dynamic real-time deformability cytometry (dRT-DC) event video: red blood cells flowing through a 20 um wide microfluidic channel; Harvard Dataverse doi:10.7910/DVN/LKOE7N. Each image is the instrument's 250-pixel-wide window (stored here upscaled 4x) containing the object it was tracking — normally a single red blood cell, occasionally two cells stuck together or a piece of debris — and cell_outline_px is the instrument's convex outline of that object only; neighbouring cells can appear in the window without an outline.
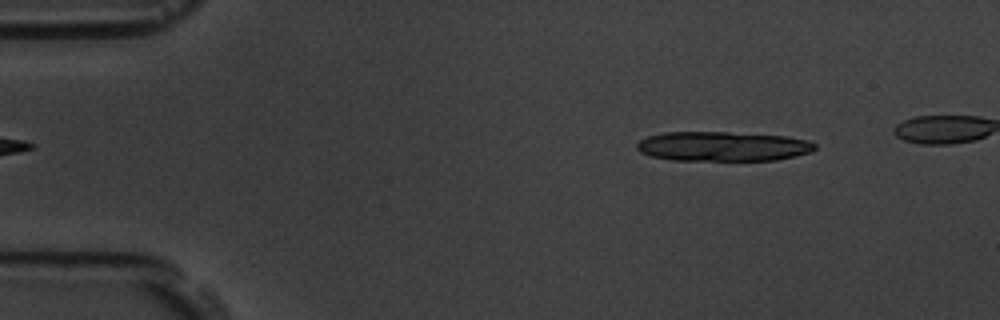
{"species": "common noctule bat (a hibernating species)", "species_latin": "Nyctalus noctula", "temperature_condition": "room temperature", "stored_images_in_passage": 11, "camera_frame_rate_fps": 3000, "um_per_image_px": 0.085, "animal": {"sex": "male", "body_mass_g": 19.5, "forearm_length_mm": 54.6}, "frame": {"image": 1, "passage_image": 2, "time_ms": 0.333, "image_size_px": [1000, 320], "cell_outline_px": [[816, 148], [812, 152], [776, 160], [672, 160], [652, 156], [640, 152], [636, 148], [636, 144], [640, 140], [648, 136], [664, 132], [728, 132], [788, 136], [808, 140], [816, 144]], "centroid_in_image_um": [61.45, 12.43], "position_along_channel_um": 23.6, "area_um2": 30.81}}